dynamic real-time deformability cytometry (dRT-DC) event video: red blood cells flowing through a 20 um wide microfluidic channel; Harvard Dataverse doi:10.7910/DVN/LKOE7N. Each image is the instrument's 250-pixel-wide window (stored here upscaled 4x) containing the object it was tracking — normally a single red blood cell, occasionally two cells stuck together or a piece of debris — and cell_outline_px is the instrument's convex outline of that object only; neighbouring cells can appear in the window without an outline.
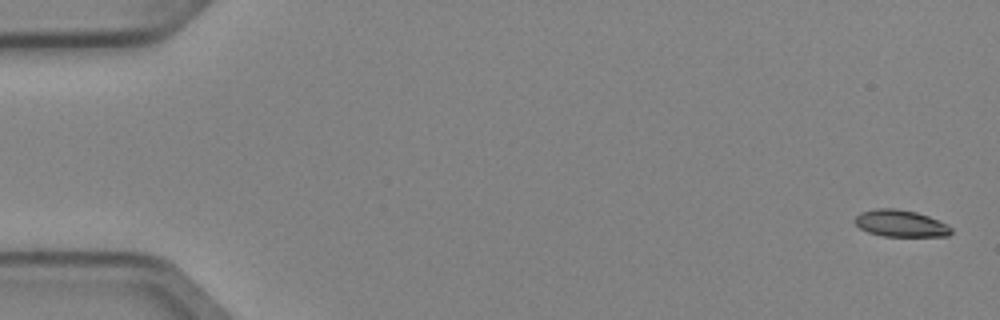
{"species": "Egyptian fruit bat (a non-hibernating species)", "species_latin": "Rousettus aegyptiacus", "temperature_condition": "cold", "stored_images_in_passage": 6, "camera_frame_rate_fps": 3000, "um_per_image_px": 0.085, "animal": {"sex": "female"}, "frame": {"image": 1, "passage_image": 1, "time_ms": 0.0, "image_size_px": [1000, 320], "cell_outline_px": [[952, 232], [948, 236], [884, 236], [868, 232], [860, 228], [852, 220], [860, 212], [876, 208], [896, 208], [916, 212], [928, 216], [948, 224], [952, 228]], "centroid_in_image_um": [76.54, 18.98], "position_along_channel_um": 8.5, "area_um2": 15.14}}
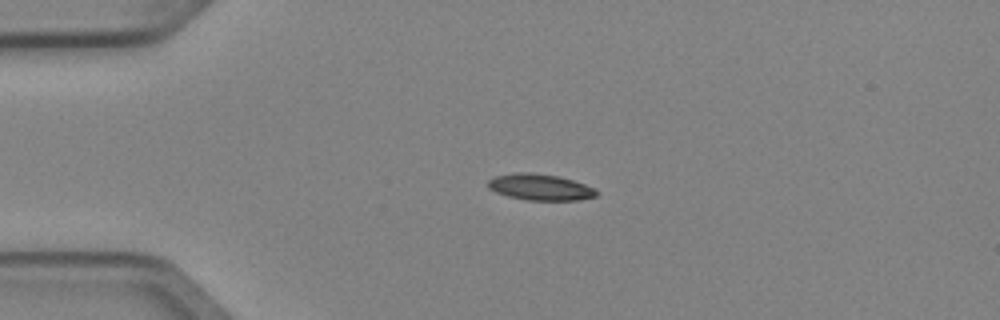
{"frame": {"image": 2, "passage_image": 4, "time_ms": 1.0, "image_size_px": [1000, 320], "cell_outline_px": [[600, 192], [596, 196], [580, 200], [528, 200], [508, 196], [496, 192], [488, 188], [488, 180], [496, 176], [516, 172], [532, 172], [560, 176], [596, 188]], "centroid_in_image_um": [45.95, 15.9], "position_along_channel_um": 39.1, "area_um2": 16.7}}
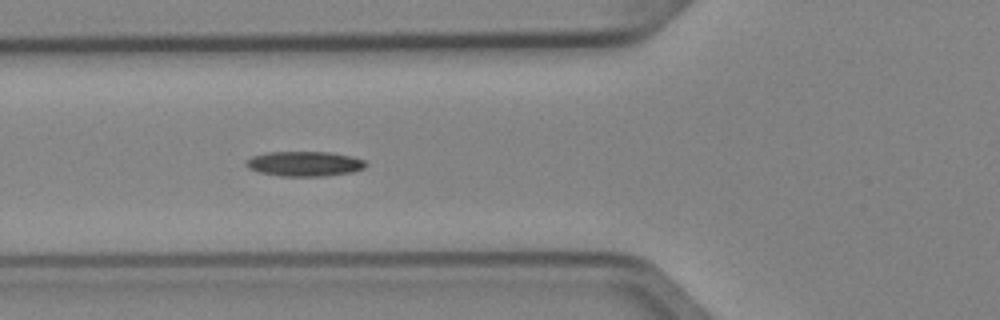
{"frame": {"image": 3, "passage_image": 6, "time_ms": 1.667, "image_size_px": [1000, 320], "cell_outline_px": [[368, 164], [364, 168], [352, 172], [324, 176], [280, 176], [260, 172], [248, 168], [244, 164], [244, 160], [252, 156], [268, 152], [328, 152], [352, 156], [364, 160]], "centroid_in_image_um": [25.86, 13.92], "position_along_channel_um": 99.9, "area_um2": 17.46}}